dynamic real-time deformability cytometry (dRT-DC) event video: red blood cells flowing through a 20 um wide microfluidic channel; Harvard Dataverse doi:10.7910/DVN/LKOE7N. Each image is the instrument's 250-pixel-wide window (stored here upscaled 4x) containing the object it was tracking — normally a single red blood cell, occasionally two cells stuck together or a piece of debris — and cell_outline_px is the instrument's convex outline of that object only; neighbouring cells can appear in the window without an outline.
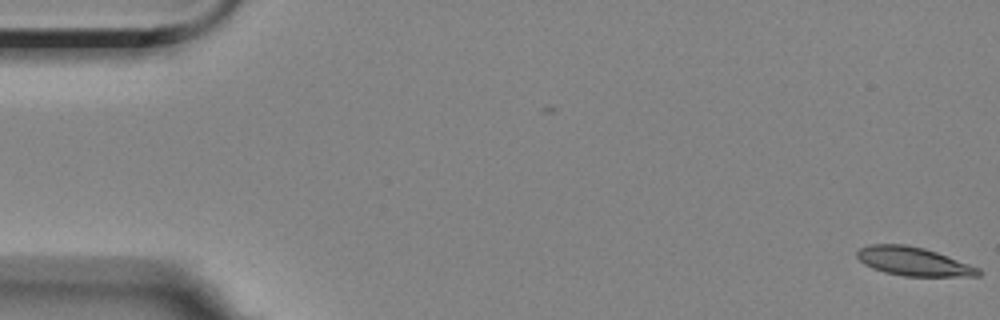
{"species": "Egyptian fruit bat (a non-hibernating species)", "species_latin": "Rousettus aegyptiacus", "temperature_condition": "room temperature", "stored_images_in_passage": 3, "camera_frame_rate_fps": 3000, "um_per_image_px": 0.085, "animal": {"sex": "female"}, "frame": {"image": 1, "passage_image": 3, "time_ms": 0.667, "image_size_px": [1000, 320], "cell_outline_px": [[980, 276], [904, 276], [884, 272], [872, 268], [864, 264], [856, 256], [856, 252], [860, 248], [868, 244], [904, 244], [924, 248], [936, 252], [980, 268]], "centroid_in_image_um": [77.61, 22.22], "position_along_channel_um": 7.4, "area_um2": 20.17}}